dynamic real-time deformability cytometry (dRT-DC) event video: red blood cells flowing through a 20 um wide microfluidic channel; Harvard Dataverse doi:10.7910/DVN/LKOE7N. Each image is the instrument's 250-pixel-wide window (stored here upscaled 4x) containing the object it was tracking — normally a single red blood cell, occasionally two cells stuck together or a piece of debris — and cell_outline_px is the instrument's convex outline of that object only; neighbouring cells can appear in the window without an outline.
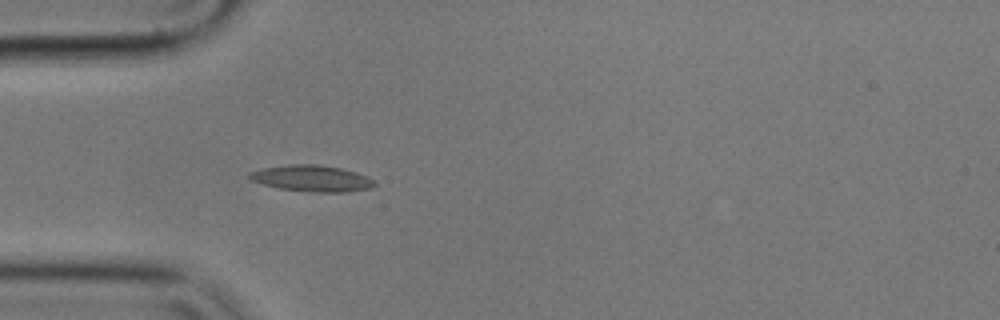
{"species": "common noctule bat (a hibernating species)", "species_latin": "Nyctalus noctula", "temperature_condition": "cold", "stored_images_in_passage": 34, "camera_frame_rate_fps": 3000, "um_per_image_px": 0.085, "animal": {"sex": "male", "body_mass_g": 17.9}, "frame": {"image": 1, "passage_image": 1, "time_ms": 0.0, "image_size_px": [1000, 320], "cell_outline_px": [[376, 184], [368, 188], [348, 192], [308, 192], [276, 188], [252, 180], [248, 176], [248, 172], [260, 168], [288, 164], [320, 164], [340, 168], [356, 172], [368, 176]], "centroid_in_image_um": [26.47, 15.15], "position_along_channel_um": 58.5, "area_um2": 19.31}}
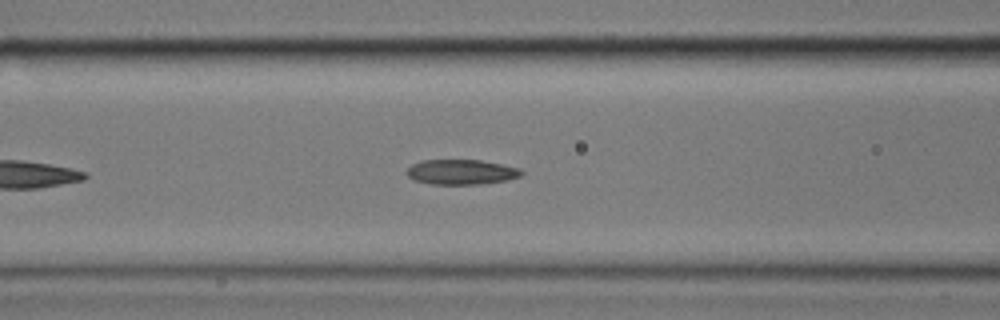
{"frame": {"image": 2, "passage_image": 7, "time_ms": 2.0, "image_size_px": [1000, 320], "cell_outline_px": [[524, 172], [520, 176], [508, 180], [480, 184], [432, 184], [416, 180], [408, 176], [404, 172], [412, 164], [424, 160], [480, 160], [520, 168]], "centroid_in_image_um": [39.22, 14.62], "position_along_channel_um": 127.4, "area_um2": 16.65}}
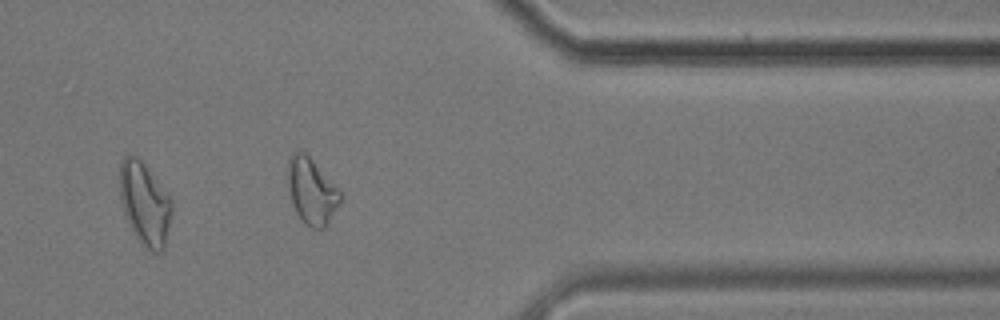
{"frame": {"image": 3, "passage_image": 30, "time_ms": 9.667, "image_size_px": [1000, 320], "cell_outline_px": [[172, 212], [164, 248], [160, 252], [152, 252], [144, 248], [140, 244], [124, 212], [120, 200], [120, 164], [124, 156], [136, 156], [144, 164], [172, 200]], "centroid_in_image_um": [12.31, 17.34], "position_along_channel_um": 399.1, "area_um2": 24.74}, "authors_computed_cell_mechanics": {"area_um2": 16.9643, "velocity_mm_per_s": 3.556, "shape_relaxation_time_tau1_ms": null, "shape_relaxation_time_tau2_ms": 3.7021, "deformation_change_tau1": null, "deformation_change_tau2": 0.0996}}